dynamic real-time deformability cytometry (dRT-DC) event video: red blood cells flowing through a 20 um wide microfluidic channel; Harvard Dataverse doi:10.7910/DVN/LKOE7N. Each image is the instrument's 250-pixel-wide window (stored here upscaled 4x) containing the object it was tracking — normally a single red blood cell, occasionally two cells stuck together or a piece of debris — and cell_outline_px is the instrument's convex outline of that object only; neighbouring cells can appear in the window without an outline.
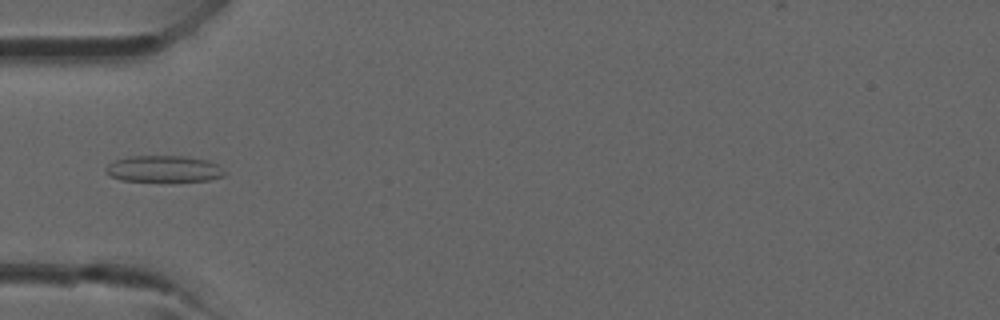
{"species": "common noctule bat (a hibernating species)", "species_latin": "Nyctalus noctula", "temperature_condition": "room temperature", "stored_images_in_passage": 37, "camera_frame_rate_fps": 3000, "um_per_image_px": 0.085, "animal": {"sex": "male", "forearm_length_mm": 52.5}, "frame": {"image": 1, "passage_image": 10, "time_ms": 3.0, "image_size_px": [1000, 320], "cell_outline_px": [[228, 172], [224, 176], [208, 180], [120, 180], [108, 176], [104, 172], [104, 168], [108, 164], [116, 160], [132, 156], [184, 156], [208, 160], [220, 164]], "centroid_in_image_um": [13.95, 14.34], "position_along_channel_um": 71.0, "area_um2": 18.32}}
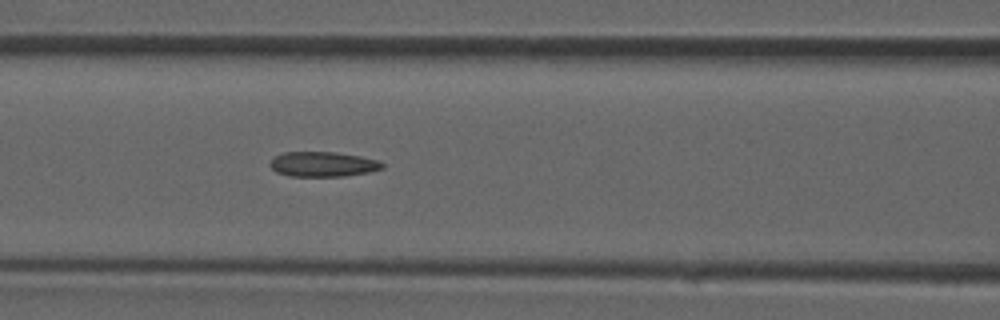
{"frame": {"image": 2, "passage_image": 14, "time_ms": 4.333, "image_size_px": [1000, 320], "cell_outline_px": [[384, 168], [368, 172], [344, 176], [288, 176], [276, 172], [268, 164], [276, 156], [284, 152], [336, 152], [360, 156], [376, 160], [384, 164]], "centroid_in_image_um": [27.43, 13.96], "position_along_channel_um": 139.2, "area_um2": 16.24}}
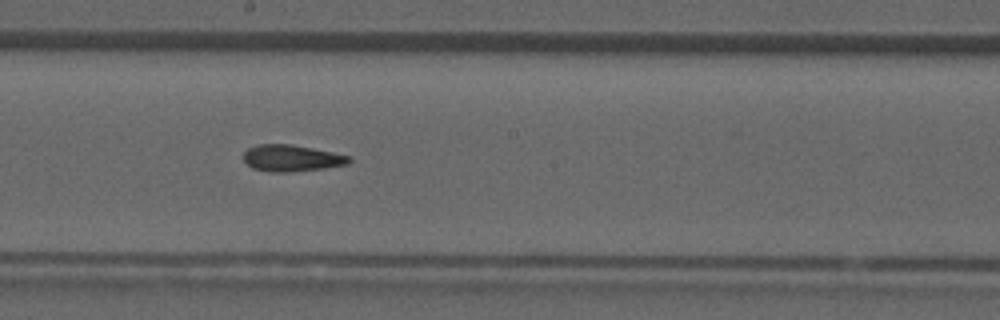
{"frame": {"image": 3, "passage_image": 19, "time_ms": 6.0, "image_size_px": [1000, 320], "cell_outline_px": [[352, 160], [348, 164], [324, 168], [288, 172], [272, 172], [252, 168], [244, 160], [244, 152], [248, 148], [260, 144], [292, 144], [352, 156]], "centroid_in_image_um": [24.81, 13.44], "position_along_channel_um": 223.4, "area_um2": 16.3}}